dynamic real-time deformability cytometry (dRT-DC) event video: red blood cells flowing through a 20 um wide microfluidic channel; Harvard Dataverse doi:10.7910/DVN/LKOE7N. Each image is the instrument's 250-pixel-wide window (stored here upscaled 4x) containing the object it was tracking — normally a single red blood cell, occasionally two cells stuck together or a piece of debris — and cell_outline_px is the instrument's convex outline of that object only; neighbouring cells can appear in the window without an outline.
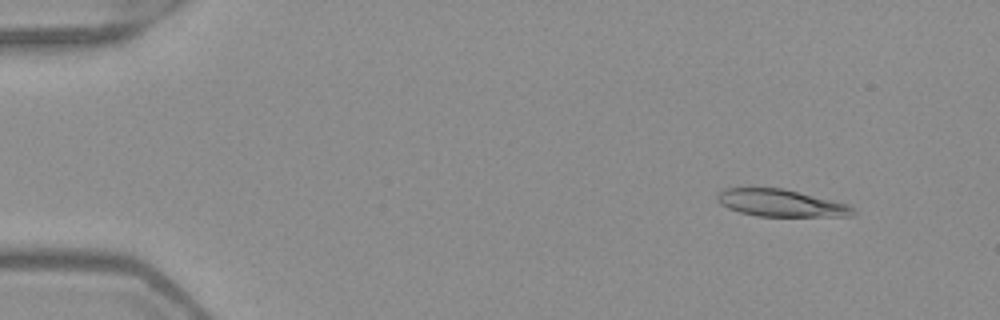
{"species": "Egyptian fruit bat (a non-hibernating species)", "species_latin": "Rousettus aegyptiacus", "temperature_condition": "warm", "stored_images_in_passage": 52, "camera_frame_rate_fps": 3000, "um_per_image_px": 0.085, "frame": {"image": 1, "passage_image": 6, "time_ms": 1.667, "image_size_px": [1000, 320], "cell_outline_px": [[856, 212], [852, 216], [756, 216], [740, 212], [728, 208], [720, 204], [716, 200], [716, 196], [724, 188], [784, 188], [848, 204]], "centroid_in_image_um": [66.35, 17.26], "position_along_channel_um": 18.6, "area_um2": 21.44}}
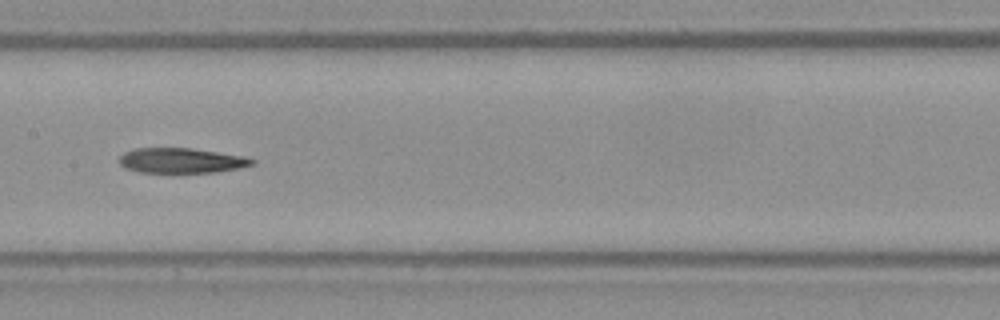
{"frame": {"image": 2, "passage_image": 27, "time_ms": 8.667, "image_size_px": [1000, 320], "cell_outline_px": [[256, 164], [240, 168], [216, 172], [140, 172], [128, 168], [120, 164], [120, 156], [124, 152], [136, 148], [192, 148], [244, 156], [256, 160]], "centroid_in_image_um": [15.47, 13.64], "position_along_channel_um": 191.9, "area_um2": 19.31}}
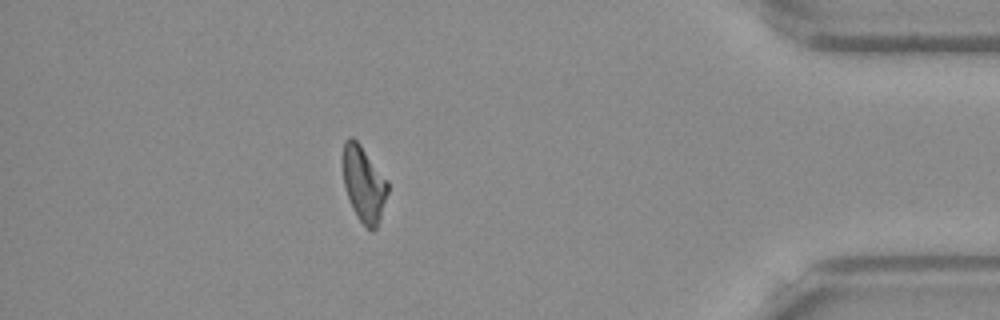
{"frame": {"image": 3, "passage_image": 46, "time_ms": 15.0, "image_size_px": [1000, 320], "cell_outline_px": [[388, 192], [380, 220], [376, 228], [372, 232], [364, 228], [356, 216], [352, 208], [344, 184], [344, 140], [348, 136], [352, 136], [360, 144], [388, 180]], "centroid_in_image_um": [30.95, 15.68], "position_along_channel_um": 404.3, "area_um2": 19.83}}